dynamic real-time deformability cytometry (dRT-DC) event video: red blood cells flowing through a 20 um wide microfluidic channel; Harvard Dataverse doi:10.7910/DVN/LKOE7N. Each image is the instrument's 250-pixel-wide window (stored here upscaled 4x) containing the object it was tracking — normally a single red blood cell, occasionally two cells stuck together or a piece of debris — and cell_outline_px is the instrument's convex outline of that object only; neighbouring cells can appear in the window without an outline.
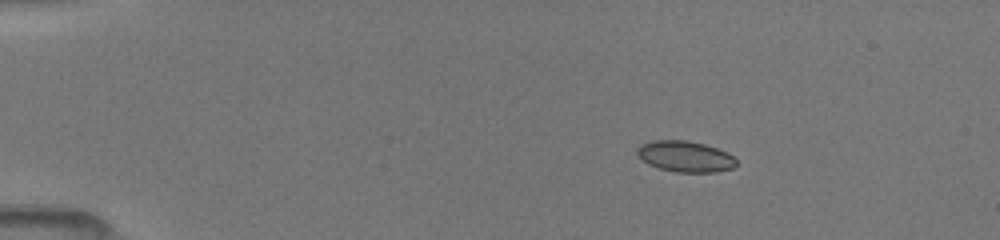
{"species": "common noctule bat (a hibernating species)", "species_latin": "Nyctalus noctula", "temperature_condition": "room temperature", "stored_images_in_passage": 37, "camera_frame_rate_fps": 3000, "um_per_image_px": 0.085, "animal": {"sex": "female", "body_mass_g": 19.5, "forearm_length_mm": 54.1}, "frame": {"image": 1, "passage_image": 1, "time_ms": 0.0, "image_size_px": [1000, 240], "cell_outline_px": [[736, 164], [732, 168], [716, 172], [676, 172], [660, 168], [648, 164], [636, 152], [636, 148], [640, 144], [652, 140], [688, 140], [704, 144], [716, 148], [732, 156], [736, 160]], "centroid_in_image_um": [58.21, 13.29], "position_along_channel_um": 26.8, "area_um2": 17.74}}
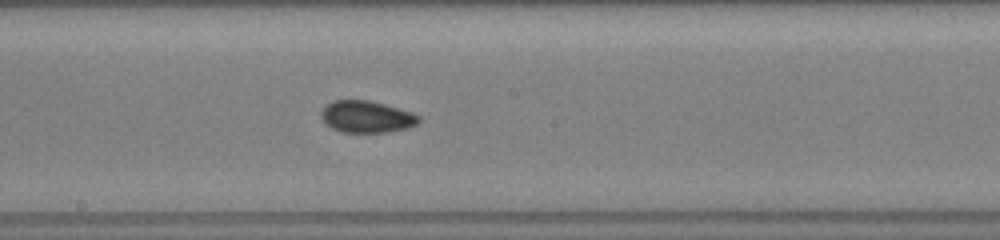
{"frame": {"image": 2, "passage_image": 16, "time_ms": 6.667, "image_size_px": [1000, 240], "cell_outline_px": [[420, 120], [416, 124], [408, 128], [388, 132], [344, 132], [332, 128], [324, 124], [320, 116], [320, 112], [324, 104], [332, 100], [368, 100], [384, 104], [412, 112], [420, 116]], "centroid_in_image_um": [31.11, 9.91], "position_along_channel_um": 217.1, "area_um2": 18.32}}
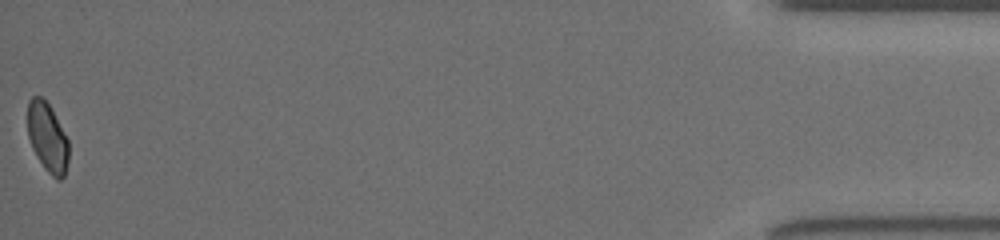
{"frame": {"image": 3, "passage_image": 37, "time_ms": 14.0, "image_size_px": [1000, 240], "cell_outline_px": [[68, 160], [64, 176], [60, 180], [56, 180], [44, 168], [36, 156], [32, 148], [28, 136], [28, 100], [32, 96], [40, 96], [52, 108], [68, 140]], "centroid_in_image_um": [4.03, 11.69], "position_along_channel_um": 431.2, "area_um2": 16.59}}